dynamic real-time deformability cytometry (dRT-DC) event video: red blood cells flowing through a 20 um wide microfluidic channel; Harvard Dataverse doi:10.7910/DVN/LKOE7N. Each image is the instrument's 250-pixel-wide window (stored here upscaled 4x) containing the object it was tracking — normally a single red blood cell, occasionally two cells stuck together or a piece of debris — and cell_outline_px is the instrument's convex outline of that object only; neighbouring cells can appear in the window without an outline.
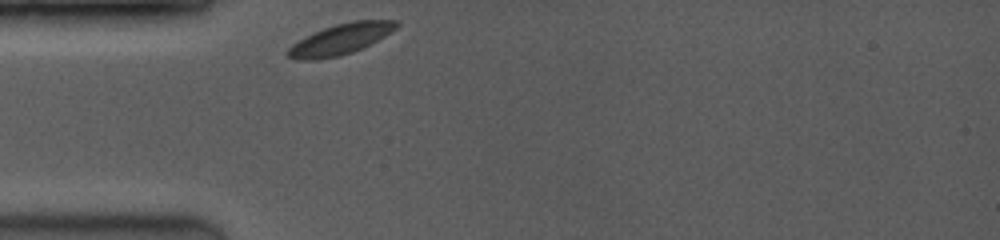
{"species": "common noctule bat (a hibernating species)", "species_latin": "Nyctalus noctula", "temperature_condition": "room temperature", "stored_images_in_passage": 12, "camera_frame_rate_fps": 3500, "um_per_image_px": 0.085, "animal": {"sex": "female", "body_mass_g": 19.0, "forearm_length_mm": 53.3}, "frame": {"image": 1, "passage_image": 1, "time_ms": 0.0, "image_size_px": [1000, 240], "cell_outline_px": [[400, 24], [396, 28], [384, 36], [352, 52], [340, 56], [316, 60], [300, 60], [288, 56], [284, 52], [292, 44], [324, 28], [336, 24], [352, 20], [396, 20]], "centroid_in_image_um": [28.93, 3.33], "position_along_channel_um": 56.1, "area_um2": 19.07}}
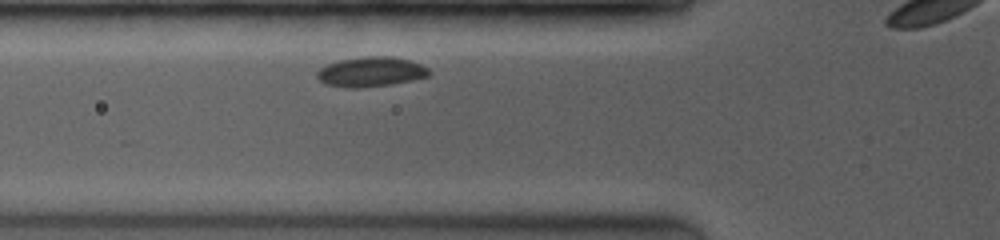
{"frame": {"image": 2, "passage_image": 5, "time_ms": 1.143, "image_size_px": [1000, 240], "cell_outline_px": [[432, 72], [428, 76], [412, 80], [388, 84], [352, 88], [324, 84], [316, 76], [316, 72], [320, 68], [328, 64], [340, 60], [368, 56], [392, 56], [408, 60], [420, 64], [428, 68]], "centroid_in_image_um": [31.52, 6.09], "position_along_channel_um": 94.3, "area_um2": 19.19}}
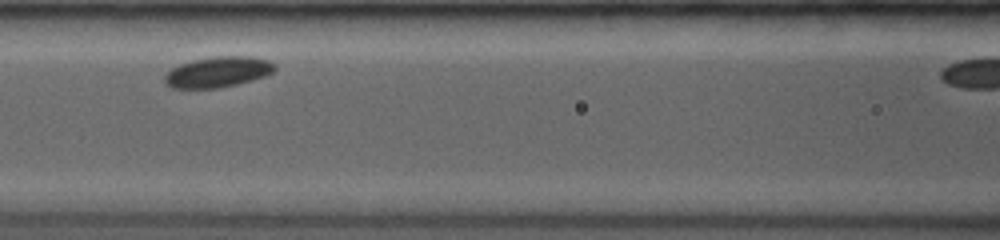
{"frame": {"image": 3, "passage_image": 10, "time_ms": 2.571, "image_size_px": [1000, 240], "cell_outline_px": [[276, 68], [272, 72], [264, 76], [252, 80], [236, 84], [216, 88], [172, 88], [164, 80], [164, 76], [172, 68], [180, 64], [192, 60], [216, 56], [252, 56], [268, 60], [276, 64]], "centroid_in_image_um": [18.54, 6.11], "position_along_channel_um": 148.1, "area_um2": 19.54}}